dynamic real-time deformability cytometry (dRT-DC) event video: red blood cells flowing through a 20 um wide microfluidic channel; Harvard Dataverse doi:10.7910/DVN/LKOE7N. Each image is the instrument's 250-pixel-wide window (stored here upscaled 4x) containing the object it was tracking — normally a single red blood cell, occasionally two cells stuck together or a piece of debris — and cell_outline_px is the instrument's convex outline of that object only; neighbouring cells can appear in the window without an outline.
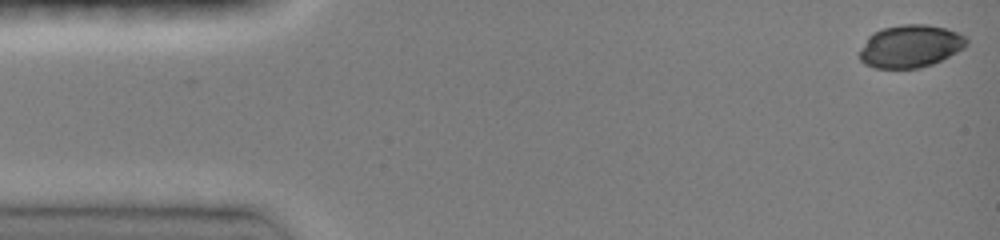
{"species": "common noctule bat (a hibernating species)", "species_latin": "Nyctalus noctula", "temperature_condition": "room temperature", "stored_images_in_passage": 44, "camera_frame_rate_fps": 3000, "um_per_image_px": 0.085, "animal": {"sex": "female", "body_mass_g": 19.0, "forearm_length_mm": 51.5}, "frame": {"image": 1, "passage_image": 1, "time_ms": 0.0, "image_size_px": [1000, 240], "cell_outline_px": [[968, 44], [964, 48], [932, 64], [920, 68], [876, 68], [864, 64], [860, 60], [860, 48], [868, 36], [872, 32], [884, 28], [904, 24], [928, 24], [944, 28], [968, 36]], "centroid_in_image_um": [77.38, 3.92], "position_along_channel_um": 7.6, "area_um2": 26.65}}
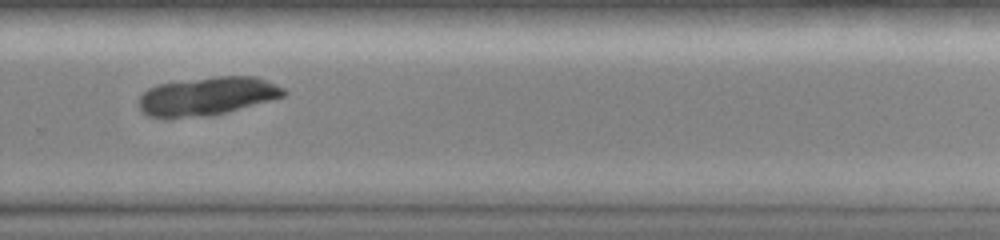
{"frame": {"image": 2, "passage_image": 32, "time_ms": 10.333, "image_size_px": [1000, 240], "cell_outline_px": [[288, 92], [284, 96], [228, 112], [204, 116], [164, 120], [148, 116], [140, 108], [140, 96], [148, 88], [156, 84], [216, 76], [256, 76], [284, 88]], "centroid_in_image_um": [17.58, 8.19], "position_along_channel_um": 312.2, "area_um2": 32.66}}
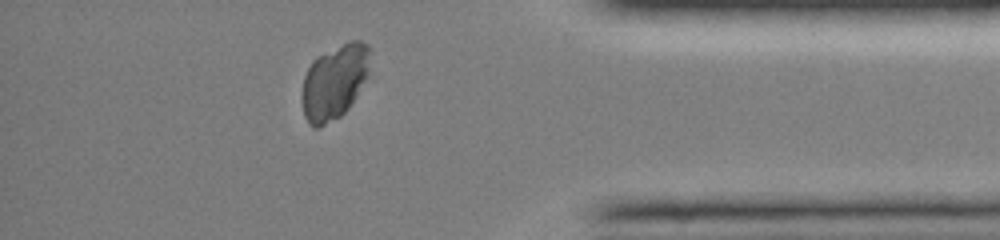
{"frame": {"image": 3, "passage_image": 40, "time_ms": 13.0, "image_size_px": [1000, 240], "cell_outline_px": [[368, 76], [348, 108], [340, 116], [320, 128], [312, 128], [304, 116], [300, 100], [300, 96], [304, 76], [312, 60], [316, 56], [352, 40], [360, 40], [368, 44]], "centroid_in_image_um": [28.37, 6.99], "position_along_channel_um": 406.8, "area_um2": 29.65}}